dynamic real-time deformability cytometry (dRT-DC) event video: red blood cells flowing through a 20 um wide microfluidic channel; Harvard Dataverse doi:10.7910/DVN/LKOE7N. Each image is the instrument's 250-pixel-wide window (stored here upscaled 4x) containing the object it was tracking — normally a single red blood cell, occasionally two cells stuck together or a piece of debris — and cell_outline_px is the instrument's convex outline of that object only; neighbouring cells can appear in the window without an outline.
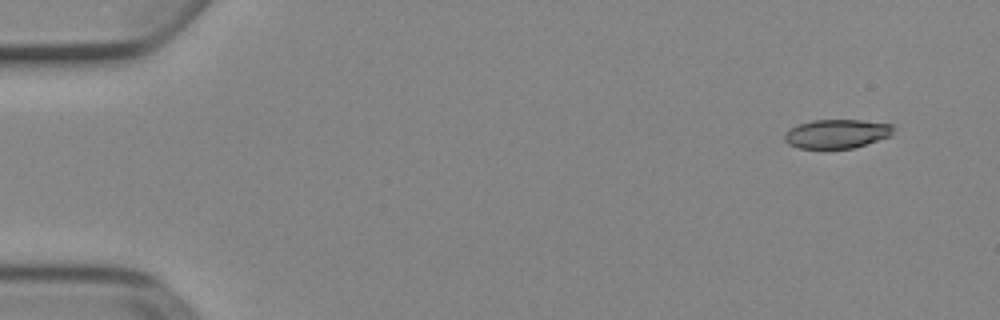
{"species": "Egyptian fruit bat (a non-hibernating species)", "species_latin": "Rousettus aegyptiacus", "temperature_condition": "cold", "stored_images_in_passage": 6, "camera_frame_rate_fps": 3000, "um_per_image_px": 0.085, "animal": {"sex": "female"}, "frame": {"image": 1, "passage_image": 1, "time_ms": 0.0, "image_size_px": [1000, 320], "cell_outline_px": [[892, 136], [852, 148], [800, 148], [788, 144], [784, 140], [784, 132], [788, 128], [796, 124], [812, 120], [860, 120], [892, 124]], "centroid_in_image_um": [71.07, 11.36], "position_along_channel_um": 13.9, "area_um2": 18.44}}
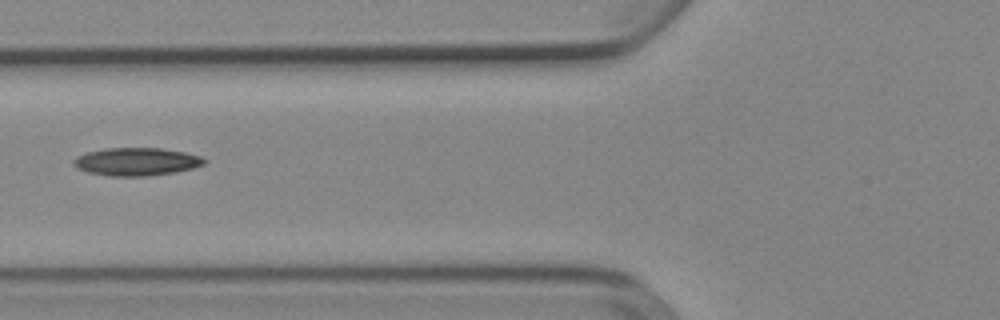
{"frame": {"image": 2, "passage_image": 5, "time_ms": 1.333, "image_size_px": [1000, 320], "cell_outline_px": [[208, 160], [204, 164], [192, 168], [176, 172], [148, 176], [108, 176], [88, 172], [76, 168], [72, 164], [72, 160], [76, 156], [88, 152], [104, 148], [164, 148], [184, 152], [200, 156]], "centroid_in_image_um": [11.58, 13.74], "position_along_channel_um": 114.2, "area_um2": 21.44}}
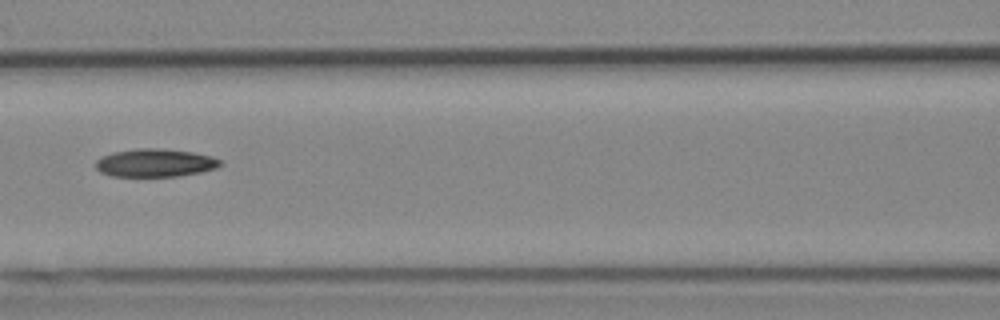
{"frame": {"image": 3, "passage_image": 6, "time_ms": 1.667, "image_size_px": [1000, 320], "cell_outline_px": [[224, 164], [216, 168], [200, 172], [176, 176], [112, 176], [100, 172], [96, 168], [96, 160], [100, 156], [112, 152], [136, 148], [160, 148], [192, 152], [212, 156], [220, 160]], "centroid_in_image_um": [13.17, 13.83], "position_along_channel_um": 153.4, "area_um2": 20.46}}